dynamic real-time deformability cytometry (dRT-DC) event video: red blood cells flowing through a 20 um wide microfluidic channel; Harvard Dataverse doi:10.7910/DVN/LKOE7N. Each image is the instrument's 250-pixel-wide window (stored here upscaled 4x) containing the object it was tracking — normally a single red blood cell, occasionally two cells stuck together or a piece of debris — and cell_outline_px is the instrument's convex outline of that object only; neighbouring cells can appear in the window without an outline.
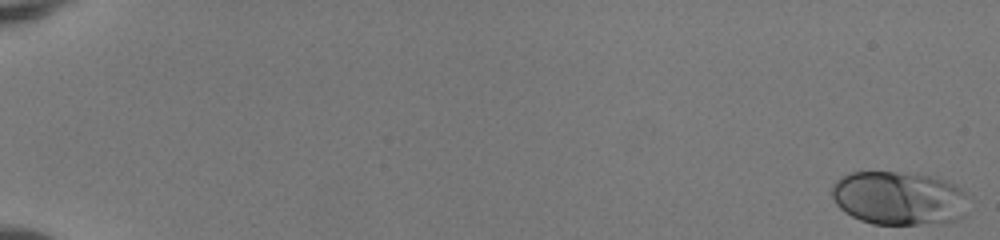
{"species": "human", "species_latin": "Homo sapiens", "temperature_condition": "room temperature", "stored_images_in_passage": 52, "camera_frame_rate_fps": 3000, "um_per_image_px": 0.085, "donor": {"sex": "female"}, "frame": {"image": 1, "passage_image": 1, "time_ms": 0.0, "image_size_px": [1000, 240], "cell_outline_px": [[968, 196], [964, 216], [948, 224], [872, 224], [860, 220], [844, 212], [836, 204], [832, 196], [832, 184], [836, 180], [852, 172], [896, 172], [932, 176], [956, 184]], "centroid_in_image_um": [76.43, 16.86], "position_along_channel_um": 8.6, "area_um2": 43.18}}
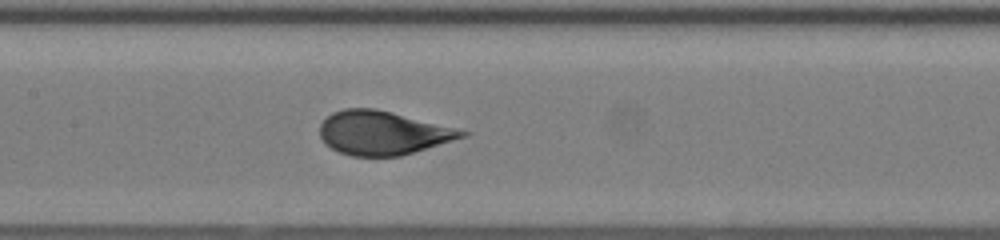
{"frame": {"image": 2, "passage_image": 28, "time_ms": 9.0, "image_size_px": [1000, 240], "cell_outline_px": [[472, 132], [468, 136], [400, 156], [352, 156], [340, 152], [324, 144], [320, 136], [320, 124], [332, 112], [344, 108], [376, 108]], "centroid_in_image_um": [32.53, 11.29], "position_along_channel_um": 174.9, "area_um2": 36.24}}
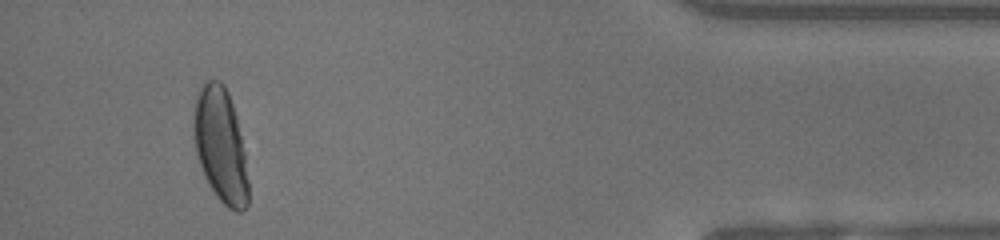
{"frame": {"image": 3, "passage_image": 49, "time_ms": 16.0, "image_size_px": [1000, 240], "cell_outline_px": [[248, 204], [240, 212], [236, 212], [228, 208], [216, 196], [208, 184], [204, 176], [196, 152], [196, 96], [200, 88], [208, 80], [220, 80], [224, 84], [228, 92], [236, 116], [244, 152], [248, 180]], "centroid_in_image_um": [18.78, 12.4], "position_along_channel_um": 416.4, "area_um2": 35.55}, "authors_computed_cell_mechanics": {"area_um2": 37.1076, "velocity_mm_per_s": 4.1254, "shape_relaxation_time_tau1_ms": 3.7944, "shape_relaxation_time_tau2_ms": null, "deformation_change_tau1": 0.1785, "deformation_change_tau2": null}}